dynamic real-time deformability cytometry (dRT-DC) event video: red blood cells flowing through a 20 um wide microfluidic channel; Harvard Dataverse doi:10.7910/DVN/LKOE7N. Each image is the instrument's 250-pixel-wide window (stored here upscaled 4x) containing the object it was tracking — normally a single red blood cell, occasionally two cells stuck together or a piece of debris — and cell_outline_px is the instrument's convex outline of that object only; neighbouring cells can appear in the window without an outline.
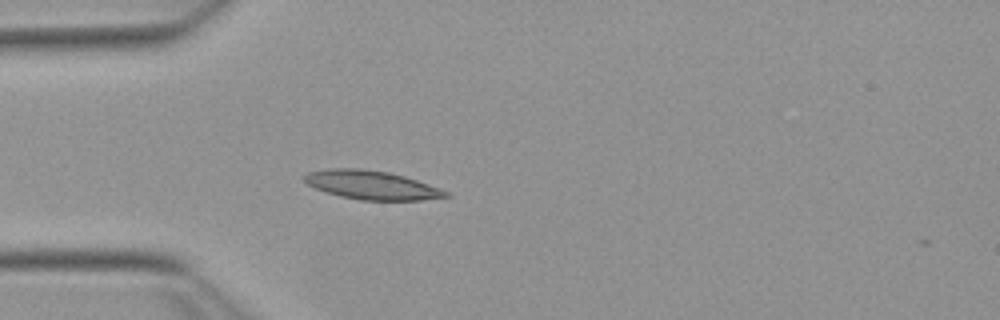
{"species": "Egyptian fruit bat (a non-hibernating species)", "species_latin": "Rousettus aegyptiacus", "temperature_condition": "warm", "stored_images_in_passage": 39, "camera_frame_rate_fps": 3000, "um_per_image_px": 0.085, "animal": {"sex": "female"}, "frame": {"image": 1, "passage_image": 1, "time_ms": 0.0, "image_size_px": [1000, 320], "cell_outline_px": [[452, 196], [420, 200], [360, 200], [340, 196], [316, 188], [308, 184], [304, 180], [304, 176], [308, 172], [332, 168], [360, 168], [388, 172], [404, 176], [416, 180], [448, 192]], "centroid_in_image_um": [31.58, 15.73], "position_along_channel_um": 53.4, "area_um2": 23.35}}
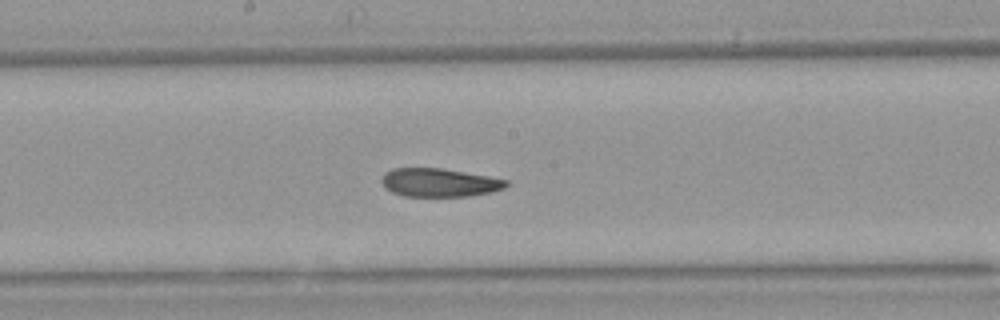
{"frame": {"image": 2, "passage_image": 14, "time_ms": 4.333, "image_size_px": [1000, 320], "cell_outline_px": [[508, 184], [504, 188], [492, 192], [468, 196], [404, 196], [392, 192], [380, 180], [384, 172], [392, 168], [440, 168], [488, 176], [508, 180]], "centroid_in_image_um": [37.34, 15.51], "position_along_channel_um": 210.9, "area_um2": 20.52}}
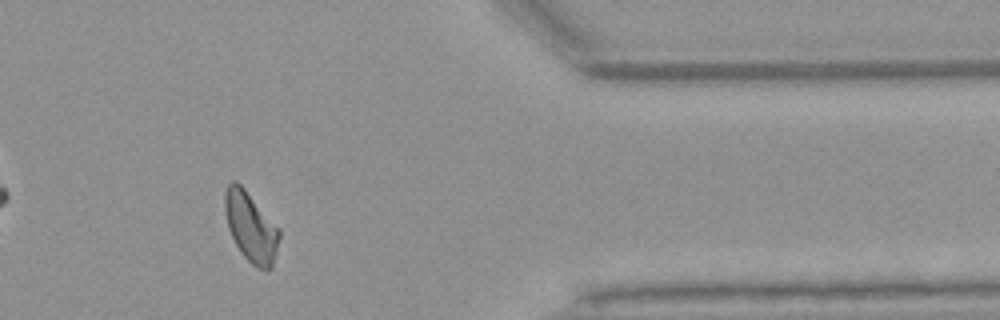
{"frame": {"image": 3, "passage_image": 30, "time_ms": 9.667, "image_size_px": [1000, 320], "cell_outline_px": [[280, 236], [272, 268], [268, 272], [256, 268], [240, 252], [228, 228], [224, 212], [224, 196], [228, 184], [232, 180], [236, 180], [244, 188], [280, 228]], "centroid_in_image_um": [21.33, 19.31], "position_along_channel_um": 390.1, "area_um2": 22.31}, "authors_computed_cell_mechanics": {"area_um2": 21.675, "velocity_mm_per_s": 3.8105, "shape_relaxation_time_tau1_ms": 6.0751, "shape_relaxation_time_tau2_ms": 2.5303, "deformation_change_tau1": 0.1806, "deformation_change_tau2": 0.099}}